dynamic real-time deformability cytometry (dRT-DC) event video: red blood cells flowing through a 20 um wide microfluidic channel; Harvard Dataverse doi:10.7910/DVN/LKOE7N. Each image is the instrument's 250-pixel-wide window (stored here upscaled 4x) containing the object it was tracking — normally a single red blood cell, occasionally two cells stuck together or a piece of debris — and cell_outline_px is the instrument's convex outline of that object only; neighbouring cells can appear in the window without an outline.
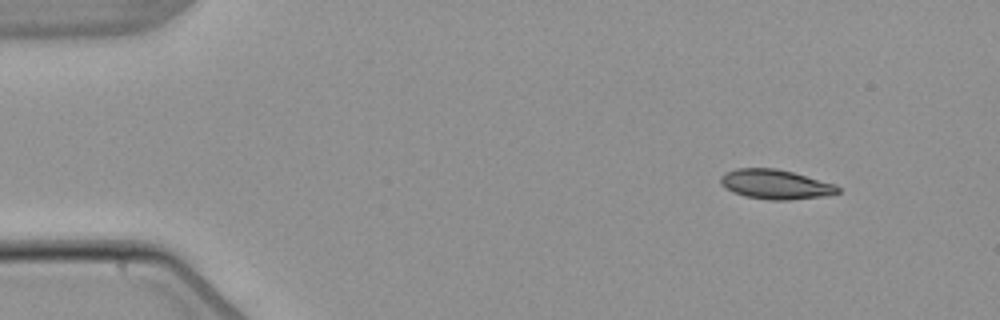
{"species": "common noctule bat (a hibernating species)", "species_latin": "Nyctalus noctula", "temperature_condition": "warm", "stored_images_in_passage": 5, "camera_frame_rate_fps": 3000, "um_per_image_px": 0.085, "animal": {"sex": "male", "body_mass_g": 21.5, "forearm_length_mm": 52.0}, "frame": {"image": 1, "passage_image": 1, "time_ms": 0.0, "image_size_px": [1000, 320], "cell_outline_px": [[840, 192], [824, 196], [788, 200], [772, 200], [744, 196], [732, 192], [724, 188], [720, 184], [720, 176], [724, 172], [736, 168], [776, 168], [792, 172], [836, 184], [840, 188]], "centroid_in_image_um": [65.88, 15.66], "position_along_channel_um": 19.1, "area_um2": 20.35}}
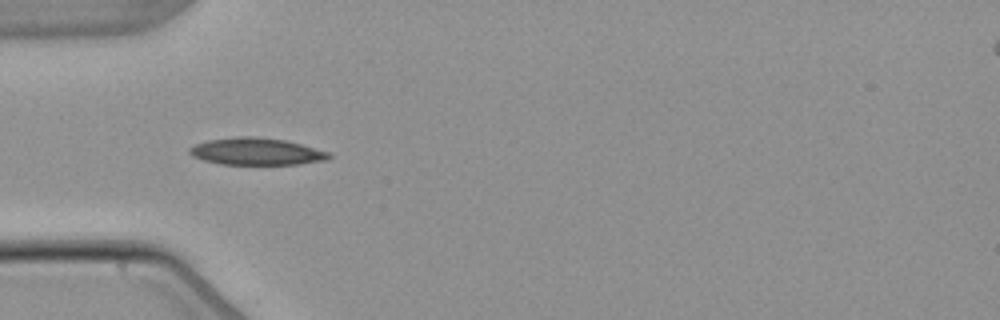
{"frame": {"image": 2, "passage_image": 4, "time_ms": 3.667, "image_size_px": [1000, 320], "cell_outline_px": [[332, 156], [328, 160], [300, 164], [220, 164], [204, 160], [192, 156], [188, 152], [188, 148], [196, 144], [208, 140], [240, 136], [252, 136], [288, 140], [328, 152]], "centroid_in_image_um": [21.8, 12.87], "position_along_channel_um": 63.2, "area_um2": 22.02}}